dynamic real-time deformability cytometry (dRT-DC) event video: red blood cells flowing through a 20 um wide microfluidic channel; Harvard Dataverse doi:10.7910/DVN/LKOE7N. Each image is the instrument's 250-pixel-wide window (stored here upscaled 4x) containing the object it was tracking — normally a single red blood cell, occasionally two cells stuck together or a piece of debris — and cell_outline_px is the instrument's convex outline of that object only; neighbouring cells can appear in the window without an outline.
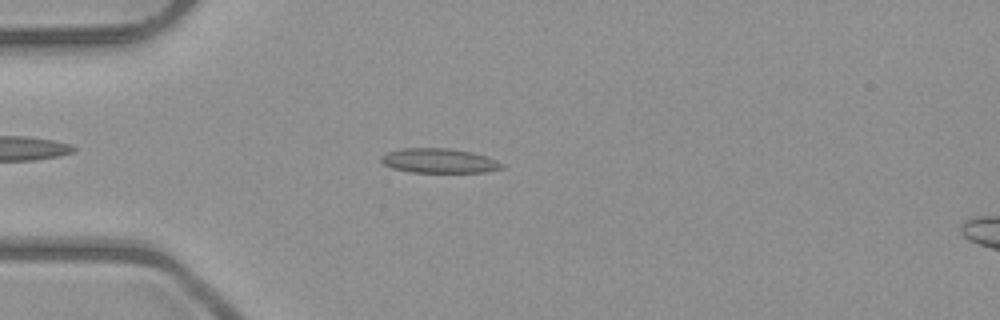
{"species": "common noctule bat (a hibernating species)", "species_latin": "Nyctalus noctula", "temperature_condition": "room temperature", "stored_images_in_passage": 4, "camera_frame_rate_fps": 3000, "um_per_image_px": 0.085, "animal": {"sex": "male", "body_mass_g": 23.1, "forearm_length_mm": 52.7}, "frame": {"image": 1, "passage_image": 3, "time_ms": 2.333, "image_size_px": [1000, 320], "cell_outline_px": [[504, 168], [484, 172], [408, 172], [392, 168], [384, 164], [380, 160], [380, 156], [388, 152], [400, 148], [448, 148], [472, 152], [496, 160], [504, 164]], "centroid_in_image_um": [37.29, 13.66], "position_along_channel_um": 47.7, "area_um2": 17.28}}